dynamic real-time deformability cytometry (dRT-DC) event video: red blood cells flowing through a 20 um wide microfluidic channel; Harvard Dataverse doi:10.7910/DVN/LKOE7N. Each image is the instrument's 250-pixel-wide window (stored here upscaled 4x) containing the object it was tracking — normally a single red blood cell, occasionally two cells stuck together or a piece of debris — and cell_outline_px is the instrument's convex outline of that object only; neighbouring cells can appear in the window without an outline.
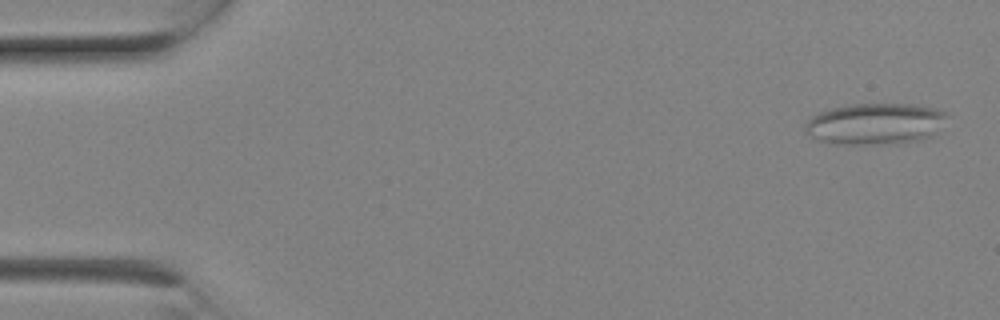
{"species": "Egyptian fruit bat (a non-hibernating species)", "species_latin": "Rousettus aegyptiacus", "temperature_condition": "room temperature", "stored_images_in_passage": 9, "camera_frame_rate_fps": 3000, "um_per_image_px": 0.085, "animal": {"sex": "female"}, "frame": {"image": 1, "passage_image": 1, "time_ms": 0.0, "image_size_px": [1000, 320], "cell_outline_px": [[948, 116], [932, 136], [924, 140], [900, 144], [828, 144], [812, 136], [804, 128], [804, 124], [812, 116], [820, 112], [832, 108], [852, 104], [912, 104], [936, 108], [948, 112]], "centroid_in_image_um": [74.43, 10.54], "position_along_channel_um": 10.6, "area_um2": 34.51}}
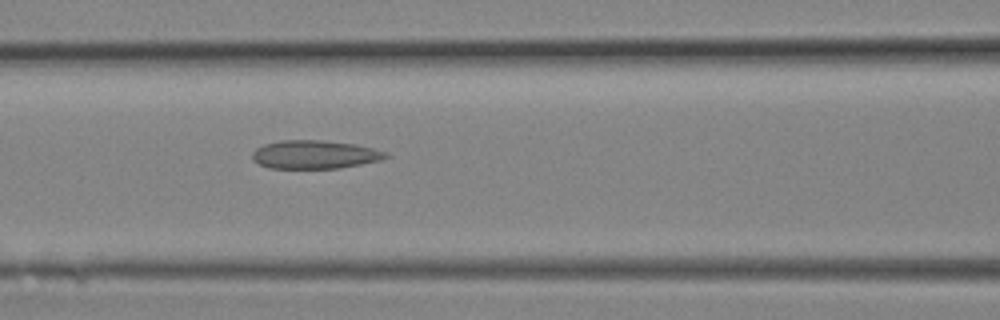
{"frame": {"image": 2, "passage_image": 9, "time_ms": 2.667, "image_size_px": [1000, 320], "cell_outline_px": [[392, 156], [380, 160], [340, 168], [268, 168], [252, 160], [252, 152], [256, 148], [264, 144], [284, 140], [320, 140], [356, 144], [388, 152]], "centroid_in_image_um": [26.76, 13.13], "position_along_channel_um": 139.8, "area_um2": 22.14}}